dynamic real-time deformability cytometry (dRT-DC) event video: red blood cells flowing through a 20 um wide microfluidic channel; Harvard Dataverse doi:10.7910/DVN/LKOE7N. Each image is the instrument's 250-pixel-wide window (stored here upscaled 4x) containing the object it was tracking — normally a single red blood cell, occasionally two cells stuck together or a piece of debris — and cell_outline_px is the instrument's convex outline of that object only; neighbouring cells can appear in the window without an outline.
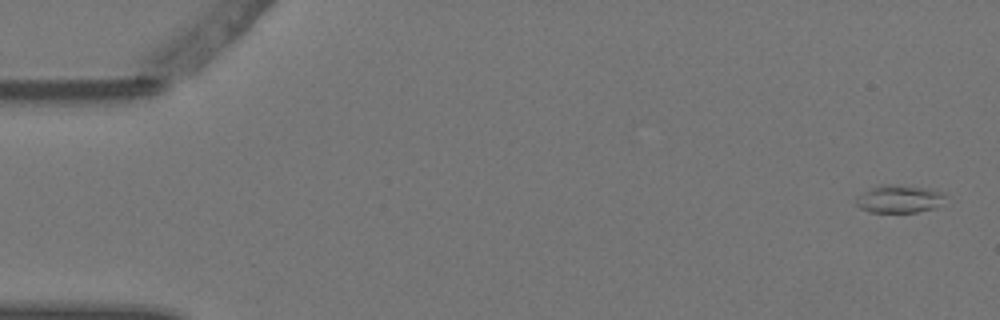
{"species": "Egyptian fruit bat (a non-hibernating species)", "species_latin": "Rousettus aegyptiacus", "temperature_condition": "warm", "stored_images_in_passage": 5, "camera_frame_rate_fps": 3000, "um_per_image_px": 0.085, "animal": {"sex": "female"}, "frame": {"image": 1, "passage_image": 1, "time_ms": 0.0, "image_size_px": [1000, 320], "cell_outline_px": [[948, 196], [936, 208], [916, 212], [868, 212], [860, 208], [856, 204], [856, 196], [880, 184], [892, 184], [932, 188], [944, 192]], "centroid_in_image_um": [76.48, 16.9], "position_along_channel_um": 8.5, "area_um2": 14.74}}